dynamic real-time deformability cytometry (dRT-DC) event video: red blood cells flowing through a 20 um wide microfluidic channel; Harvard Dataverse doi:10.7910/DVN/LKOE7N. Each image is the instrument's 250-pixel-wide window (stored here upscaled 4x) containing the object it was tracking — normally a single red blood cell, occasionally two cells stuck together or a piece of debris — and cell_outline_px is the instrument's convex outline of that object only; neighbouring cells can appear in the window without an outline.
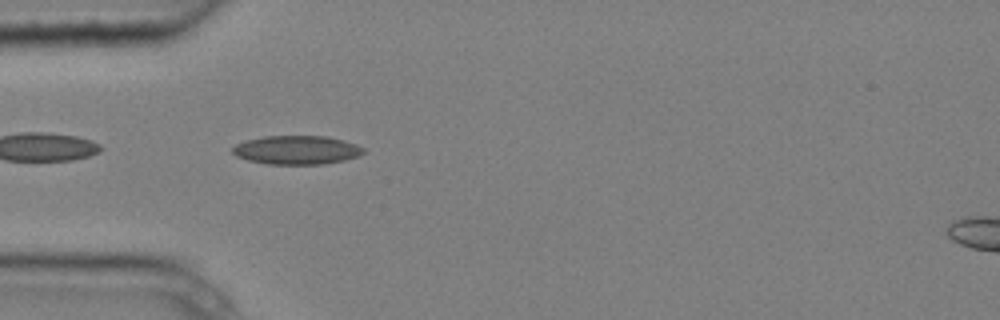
{"species": "common noctule bat (a hibernating species)", "species_latin": "Nyctalus noctula", "temperature_condition": "cold", "stored_images_in_passage": 4, "camera_frame_rate_fps": 3000, "um_per_image_px": 0.085, "animal": {"sex": "male", "body_mass_g": 20.4}, "frame": {"image": 1, "passage_image": 4, "time_ms": 1.0, "image_size_px": [1000, 320], "cell_outline_px": [[364, 152], [360, 156], [344, 160], [324, 164], [268, 164], [248, 160], [236, 156], [232, 152], [232, 148], [236, 144], [248, 140], [264, 136], [328, 136], [344, 140], [356, 144], [364, 148]], "centroid_in_image_um": [25.25, 12.75], "position_along_channel_um": 59.8, "area_um2": 21.96}}